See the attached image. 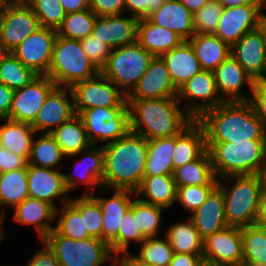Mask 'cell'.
<instances>
[{"label":"cell","mask_w":266,"mask_h":266,"mask_svg":"<svg viewBox=\"0 0 266 266\" xmlns=\"http://www.w3.org/2000/svg\"><path fill=\"white\" fill-rule=\"evenodd\" d=\"M57 87L47 75H38L28 85L14 92L8 119L32 124L48 95Z\"/></svg>","instance_id":"cell-13"},{"label":"cell","mask_w":266,"mask_h":266,"mask_svg":"<svg viewBox=\"0 0 266 266\" xmlns=\"http://www.w3.org/2000/svg\"><path fill=\"white\" fill-rule=\"evenodd\" d=\"M146 238L137 227L136 217L133 215V201L131 207L121 219L117 237L109 244L112 253L117 257L128 254L131 242L141 244Z\"/></svg>","instance_id":"cell-46"},{"label":"cell","mask_w":266,"mask_h":266,"mask_svg":"<svg viewBox=\"0 0 266 266\" xmlns=\"http://www.w3.org/2000/svg\"><path fill=\"white\" fill-rule=\"evenodd\" d=\"M50 134L66 157L78 154L92 146L83 122L77 114Z\"/></svg>","instance_id":"cell-34"},{"label":"cell","mask_w":266,"mask_h":266,"mask_svg":"<svg viewBox=\"0 0 266 266\" xmlns=\"http://www.w3.org/2000/svg\"><path fill=\"white\" fill-rule=\"evenodd\" d=\"M89 9L97 16L125 14V0H90Z\"/></svg>","instance_id":"cell-53"},{"label":"cell","mask_w":266,"mask_h":266,"mask_svg":"<svg viewBox=\"0 0 266 266\" xmlns=\"http://www.w3.org/2000/svg\"><path fill=\"white\" fill-rule=\"evenodd\" d=\"M76 115L71 87H56L31 124L36 133H51Z\"/></svg>","instance_id":"cell-17"},{"label":"cell","mask_w":266,"mask_h":266,"mask_svg":"<svg viewBox=\"0 0 266 266\" xmlns=\"http://www.w3.org/2000/svg\"><path fill=\"white\" fill-rule=\"evenodd\" d=\"M177 95L178 88L170 77L166 63L162 57L155 56L147 71L126 96V100L172 98L177 97Z\"/></svg>","instance_id":"cell-18"},{"label":"cell","mask_w":266,"mask_h":266,"mask_svg":"<svg viewBox=\"0 0 266 266\" xmlns=\"http://www.w3.org/2000/svg\"><path fill=\"white\" fill-rule=\"evenodd\" d=\"M218 185H190L177 187L176 202L191 214L195 212L209 197Z\"/></svg>","instance_id":"cell-50"},{"label":"cell","mask_w":266,"mask_h":266,"mask_svg":"<svg viewBox=\"0 0 266 266\" xmlns=\"http://www.w3.org/2000/svg\"><path fill=\"white\" fill-rule=\"evenodd\" d=\"M29 197L27 167L0 173V215L6 219L5 207L14 209Z\"/></svg>","instance_id":"cell-36"},{"label":"cell","mask_w":266,"mask_h":266,"mask_svg":"<svg viewBox=\"0 0 266 266\" xmlns=\"http://www.w3.org/2000/svg\"><path fill=\"white\" fill-rule=\"evenodd\" d=\"M37 76L11 52L0 61V82L11 89L23 88Z\"/></svg>","instance_id":"cell-45"},{"label":"cell","mask_w":266,"mask_h":266,"mask_svg":"<svg viewBox=\"0 0 266 266\" xmlns=\"http://www.w3.org/2000/svg\"><path fill=\"white\" fill-rule=\"evenodd\" d=\"M5 222V219L0 215V241L4 239L5 232L3 231V223Z\"/></svg>","instance_id":"cell-68"},{"label":"cell","mask_w":266,"mask_h":266,"mask_svg":"<svg viewBox=\"0 0 266 266\" xmlns=\"http://www.w3.org/2000/svg\"><path fill=\"white\" fill-rule=\"evenodd\" d=\"M176 193L177 186L173 175L144 176L135 191L140 200L166 209L176 202Z\"/></svg>","instance_id":"cell-31"},{"label":"cell","mask_w":266,"mask_h":266,"mask_svg":"<svg viewBox=\"0 0 266 266\" xmlns=\"http://www.w3.org/2000/svg\"><path fill=\"white\" fill-rule=\"evenodd\" d=\"M223 8L238 7L247 4H264V0H218Z\"/></svg>","instance_id":"cell-61"},{"label":"cell","mask_w":266,"mask_h":266,"mask_svg":"<svg viewBox=\"0 0 266 266\" xmlns=\"http://www.w3.org/2000/svg\"><path fill=\"white\" fill-rule=\"evenodd\" d=\"M174 253H185L203 256V242L192 220L173 223L167 227L165 236Z\"/></svg>","instance_id":"cell-38"},{"label":"cell","mask_w":266,"mask_h":266,"mask_svg":"<svg viewBox=\"0 0 266 266\" xmlns=\"http://www.w3.org/2000/svg\"><path fill=\"white\" fill-rule=\"evenodd\" d=\"M28 160L0 146V173L25 169Z\"/></svg>","instance_id":"cell-55"},{"label":"cell","mask_w":266,"mask_h":266,"mask_svg":"<svg viewBox=\"0 0 266 266\" xmlns=\"http://www.w3.org/2000/svg\"><path fill=\"white\" fill-rule=\"evenodd\" d=\"M161 57L177 88L202 70L194 49L188 41H183L178 47L166 52Z\"/></svg>","instance_id":"cell-30"},{"label":"cell","mask_w":266,"mask_h":266,"mask_svg":"<svg viewBox=\"0 0 266 266\" xmlns=\"http://www.w3.org/2000/svg\"><path fill=\"white\" fill-rule=\"evenodd\" d=\"M14 92V89L0 82V119L9 116Z\"/></svg>","instance_id":"cell-57"},{"label":"cell","mask_w":266,"mask_h":266,"mask_svg":"<svg viewBox=\"0 0 266 266\" xmlns=\"http://www.w3.org/2000/svg\"><path fill=\"white\" fill-rule=\"evenodd\" d=\"M203 260L206 266H239L243 260L241 228L228 226L204 239Z\"/></svg>","instance_id":"cell-12"},{"label":"cell","mask_w":266,"mask_h":266,"mask_svg":"<svg viewBox=\"0 0 266 266\" xmlns=\"http://www.w3.org/2000/svg\"><path fill=\"white\" fill-rule=\"evenodd\" d=\"M123 15L97 16L91 34L107 44L111 50L135 43L139 19Z\"/></svg>","instance_id":"cell-23"},{"label":"cell","mask_w":266,"mask_h":266,"mask_svg":"<svg viewBox=\"0 0 266 266\" xmlns=\"http://www.w3.org/2000/svg\"><path fill=\"white\" fill-rule=\"evenodd\" d=\"M138 255L133 256L141 263L153 266H169L174 252L167 238H146L140 244Z\"/></svg>","instance_id":"cell-47"},{"label":"cell","mask_w":266,"mask_h":266,"mask_svg":"<svg viewBox=\"0 0 266 266\" xmlns=\"http://www.w3.org/2000/svg\"><path fill=\"white\" fill-rule=\"evenodd\" d=\"M40 27L39 19L28 4H11L0 17V39L12 52Z\"/></svg>","instance_id":"cell-15"},{"label":"cell","mask_w":266,"mask_h":266,"mask_svg":"<svg viewBox=\"0 0 266 266\" xmlns=\"http://www.w3.org/2000/svg\"><path fill=\"white\" fill-rule=\"evenodd\" d=\"M55 218H57V221L54 229L59 234L73 240L91 237L88 232H84V215H81L70 202L56 209Z\"/></svg>","instance_id":"cell-41"},{"label":"cell","mask_w":266,"mask_h":266,"mask_svg":"<svg viewBox=\"0 0 266 266\" xmlns=\"http://www.w3.org/2000/svg\"><path fill=\"white\" fill-rule=\"evenodd\" d=\"M166 208L133 199V215L136 217L137 227L145 238L159 237V229L163 210Z\"/></svg>","instance_id":"cell-43"},{"label":"cell","mask_w":266,"mask_h":266,"mask_svg":"<svg viewBox=\"0 0 266 266\" xmlns=\"http://www.w3.org/2000/svg\"><path fill=\"white\" fill-rule=\"evenodd\" d=\"M217 179L259 174L266 168V140L206 143Z\"/></svg>","instance_id":"cell-4"},{"label":"cell","mask_w":266,"mask_h":266,"mask_svg":"<svg viewBox=\"0 0 266 266\" xmlns=\"http://www.w3.org/2000/svg\"><path fill=\"white\" fill-rule=\"evenodd\" d=\"M198 121L206 143L266 140V126L249 102H225L206 111Z\"/></svg>","instance_id":"cell-2"},{"label":"cell","mask_w":266,"mask_h":266,"mask_svg":"<svg viewBox=\"0 0 266 266\" xmlns=\"http://www.w3.org/2000/svg\"><path fill=\"white\" fill-rule=\"evenodd\" d=\"M209 0H180V2L193 14L199 11Z\"/></svg>","instance_id":"cell-63"},{"label":"cell","mask_w":266,"mask_h":266,"mask_svg":"<svg viewBox=\"0 0 266 266\" xmlns=\"http://www.w3.org/2000/svg\"><path fill=\"white\" fill-rule=\"evenodd\" d=\"M110 191H114L113 196L107 198L95 196L94 193L91 194L98 201L102 209V240L108 244L117 237L121 219L125 212L131 207L133 198L136 196L135 192L131 190L104 189L105 193H110Z\"/></svg>","instance_id":"cell-24"},{"label":"cell","mask_w":266,"mask_h":266,"mask_svg":"<svg viewBox=\"0 0 266 266\" xmlns=\"http://www.w3.org/2000/svg\"><path fill=\"white\" fill-rule=\"evenodd\" d=\"M97 15L90 9L66 14L57 35L63 38L81 40L92 33Z\"/></svg>","instance_id":"cell-44"},{"label":"cell","mask_w":266,"mask_h":266,"mask_svg":"<svg viewBox=\"0 0 266 266\" xmlns=\"http://www.w3.org/2000/svg\"><path fill=\"white\" fill-rule=\"evenodd\" d=\"M42 241L54 252L61 266H104L116 261L107 242L90 237L73 240L53 229Z\"/></svg>","instance_id":"cell-7"},{"label":"cell","mask_w":266,"mask_h":266,"mask_svg":"<svg viewBox=\"0 0 266 266\" xmlns=\"http://www.w3.org/2000/svg\"><path fill=\"white\" fill-rule=\"evenodd\" d=\"M41 242L43 247L37 250L26 266H61L54 252L44 241Z\"/></svg>","instance_id":"cell-56"},{"label":"cell","mask_w":266,"mask_h":266,"mask_svg":"<svg viewBox=\"0 0 266 266\" xmlns=\"http://www.w3.org/2000/svg\"><path fill=\"white\" fill-rule=\"evenodd\" d=\"M81 46L89 59L101 70L111 53V48L92 34L80 40Z\"/></svg>","instance_id":"cell-51"},{"label":"cell","mask_w":266,"mask_h":266,"mask_svg":"<svg viewBox=\"0 0 266 266\" xmlns=\"http://www.w3.org/2000/svg\"><path fill=\"white\" fill-rule=\"evenodd\" d=\"M188 42L202 70L213 72L231 54V46L215 34H195Z\"/></svg>","instance_id":"cell-32"},{"label":"cell","mask_w":266,"mask_h":266,"mask_svg":"<svg viewBox=\"0 0 266 266\" xmlns=\"http://www.w3.org/2000/svg\"><path fill=\"white\" fill-rule=\"evenodd\" d=\"M69 202L84 215V232L102 240L103 215L98 201L92 195L70 197Z\"/></svg>","instance_id":"cell-42"},{"label":"cell","mask_w":266,"mask_h":266,"mask_svg":"<svg viewBox=\"0 0 266 266\" xmlns=\"http://www.w3.org/2000/svg\"><path fill=\"white\" fill-rule=\"evenodd\" d=\"M222 12L223 6L218 0H209L193 14L195 34H215Z\"/></svg>","instance_id":"cell-49"},{"label":"cell","mask_w":266,"mask_h":266,"mask_svg":"<svg viewBox=\"0 0 266 266\" xmlns=\"http://www.w3.org/2000/svg\"><path fill=\"white\" fill-rule=\"evenodd\" d=\"M109 266H119V264L117 263V261H114Z\"/></svg>","instance_id":"cell-70"},{"label":"cell","mask_w":266,"mask_h":266,"mask_svg":"<svg viewBox=\"0 0 266 266\" xmlns=\"http://www.w3.org/2000/svg\"><path fill=\"white\" fill-rule=\"evenodd\" d=\"M255 224L266 229V199L262 196L260 198L258 215Z\"/></svg>","instance_id":"cell-62"},{"label":"cell","mask_w":266,"mask_h":266,"mask_svg":"<svg viewBox=\"0 0 266 266\" xmlns=\"http://www.w3.org/2000/svg\"><path fill=\"white\" fill-rule=\"evenodd\" d=\"M264 4H247L223 8L215 35L232 46L245 33L259 28V16Z\"/></svg>","instance_id":"cell-19"},{"label":"cell","mask_w":266,"mask_h":266,"mask_svg":"<svg viewBox=\"0 0 266 266\" xmlns=\"http://www.w3.org/2000/svg\"><path fill=\"white\" fill-rule=\"evenodd\" d=\"M214 79L225 102H249L251 94H243L244 85L252 92L255 80L230 54L214 71Z\"/></svg>","instance_id":"cell-21"},{"label":"cell","mask_w":266,"mask_h":266,"mask_svg":"<svg viewBox=\"0 0 266 266\" xmlns=\"http://www.w3.org/2000/svg\"><path fill=\"white\" fill-rule=\"evenodd\" d=\"M83 122L92 145H103L124 137L130 131L128 107H95L82 110Z\"/></svg>","instance_id":"cell-9"},{"label":"cell","mask_w":266,"mask_h":266,"mask_svg":"<svg viewBox=\"0 0 266 266\" xmlns=\"http://www.w3.org/2000/svg\"><path fill=\"white\" fill-rule=\"evenodd\" d=\"M65 13H74L89 9L90 0H59Z\"/></svg>","instance_id":"cell-59"},{"label":"cell","mask_w":266,"mask_h":266,"mask_svg":"<svg viewBox=\"0 0 266 266\" xmlns=\"http://www.w3.org/2000/svg\"><path fill=\"white\" fill-rule=\"evenodd\" d=\"M169 266H206L200 255L174 253Z\"/></svg>","instance_id":"cell-58"},{"label":"cell","mask_w":266,"mask_h":266,"mask_svg":"<svg viewBox=\"0 0 266 266\" xmlns=\"http://www.w3.org/2000/svg\"><path fill=\"white\" fill-rule=\"evenodd\" d=\"M259 29L263 32L264 38L266 39V14L262 10L259 16Z\"/></svg>","instance_id":"cell-65"},{"label":"cell","mask_w":266,"mask_h":266,"mask_svg":"<svg viewBox=\"0 0 266 266\" xmlns=\"http://www.w3.org/2000/svg\"><path fill=\"white\" fill-rule=\"evenodd\" d=\"M99 72L84 52L80 40L57 35L47 73L57 87H72L76 82L92 78Z\"/></svg>","instance_id":"cell-6"},{"label":"cell","mask_w":266,"mask_h":266,"mask_svg":"<svg viewBox=\"0 0 266 266\" xmlns=\"http://www.w3.org/2000/svg\"><path fill=\"white\" fill-rule=\"evenodd\" d=\"M102 187L136 191L144 177L148 140L129 131L124 137L102 145Z\"/></svg>","instance_id":"cell-1"},{"label":"cell","mask_w":266,"mask_h":266,"mask_svg":"<svg viewBox=\"0 0 266 266\" xmlns=\"http://www.w3.org/2000/svg\"><path fill=\"white\" fill-rule=\"evenodd\" d=\"M153 57L136 41L111 50L100 72L127 96L147 71Z\"/></svg>","instance_id":"cell-8"},{"label":"cell","mask_w":266,"mask_h":266,"mask_svg":"<svg viewBox=\"0 0 266 266\" xmlns=\"http://www.w3.org/2000/svg\"><path fill=\"white\" fill-rule=\"evenodd\" d=\"M13 220L24 226H34L41 241L54 229L56 209L49 203L28 197L13 209Z\"/></svg>","instance_id":"cell-25"},{"label":"cell","mask_w":266,"mask_h":266,"mask_svg":"<svg viewBox=\"0 0 266 266\" xmlns=\"http://www.w3.org/2000/svg\"><path fill=\"white\" fill-rule=\"evenodd\" d=\"M76 156H81V159H77L74 164L76 172L73 170L74 172H72V174L63 173L64 185L68 193L79 187V184H85V187H87L86 190H90V188H92V193L85 191L83 192V195L93 194L95 188H98L96 186L103 189L102 178L104 173V153L102 145L99 147L92 145L89 149L81 151L78 154L68 156V158Z\"/></svg>","instance_id":"cell-16"},{"label":"cell","mask_w":266,"mask_h":266,"mask_svg":"<svg viewBox=\"0 0 266 266\" xmlns=\"http://www.w3.org/2000/svg\"><path fill=\"white\" fill-rule=\"evenodd\" d=\"M243 260L246 266H266V229L258 225L241 227Z\"/></svg>","instance_id":"cell-40"},{"label":"cell","mask_w":266,"mask_h":266,"mask_svg":"<svg viewBox=\"0 0 266 266\" xmlns=\"http://www.w3.org/2000/svg\"><path fill=\"white\" fill-rule=\"evenodd\" d=\"M127 102L130 131L148 141L175 136L194 120L182 108L177 97Z\"/></svg>","instance_id":"cell-3"},{"label":"cell","mask_w":266,"mask_h":266,"mask_svg":"<svg viewBox=\"0 0 266 266\" xmlns=\"http://www.w3.org/2000/svg\"><path fill=\"white\" fill-rule=\"evenodd\" d=\"M71 90L77 115L84 109L95 107H128L126 95L101 72L76 82Z\"/></svg>","instance_id":"cell-10"},{"label":"cell","mask_w":266,"mask_h":266,"mask_svg":"<svg viewBox=\"0 0 266 266\" xmlns=\"http://www.w3.org/2000/svg\"><path fill=\"white\" fill-rule=\"evenodd\" d=\"M116 261L119 266H153L141 263L130 252L128 254L117 256Z\"/></svg>","instance_id":"cell-60"},{"label":"cell","mask_w":266,"mask_h":266,"mask_svg":"<svg viewBox=\"0 0 266 266\" xmlns=\"http://www.w3.org/2000/svg\"><path fill=\"white\" fill-rule=\"evenodd\" d=\"M249 103L254 112L263 120L266 126V81L258 80L254 82Z\"/></svg>","instance_id":"cell-54"},{"label":"cell","mask_w":266,"mask_h":266,"mask_svg":"<svg viewBox=\"0 0 266 266\" xmlns=\"http://www.w3.org/2000/svg\"><path fill=\"white\" fill-rule=\"evenodd\" d=\"M175 136L148 141L144 176L173 175Z\"/></svg>","instance_id":"cell-35"},{"label":"cell","mask_w":266,"mask_h":266,"mask_svg":"<svg viewBox=\"0 0 266 266\" xmlns=\"http://www.w3.org/2000/svg\"><path fill=\"white\" fill-rule=\"evenodd\" d=\"M11 3L8 0H0V17L9 8Z\"/></svg>","instance_id":"cell-66"},{"label":"cell","mask_w":266,"mask_h":266,"mask_svg":"<svg viewBox=\"0 0 266 266\" xmlns=\"http://www.w3.org/2000/svg\"><path fill=\"white\" fill-rule=\"evenodd\" d=\"M189 218L203 239L228 227L225 219L224 197L221 189L217 186L205 202Z\"/></svg>","instance_id":"cell-27"},{"label":"cell","mask_w":266,"mask_h":266,"mask_svg":"<svg viewBox=\"0 0 266 266\" xmlns=\"http://www.w3.org/2000/svg\"><path fill=\"white\" fill-rule=\"evenodd\" d=\"M218 187L223 193L228 226L255 225L262 196L259 174L227 176L218 179Z\"/></svg>","instance_id":"cell-5"},{"label":"cell","mask_w":266,"mask_h":266,"mask_svg":"<svg viewBox=\"0 0 266 266\" xmlns=\"http://www.w3.org/2000/svg\"><path fill=\"white\" fill-rule=\"evenodd\" d=\"M173 176L177 187L218 185L208 150L198 159L175 169Z\"/></svg>","instance_id":"cell-37"},{"label":"cell","mask_w":266,"mask_h":266,"mask_svg":"<svg viewBox=\"0 0 266 266\" xmlns=\"http://www.w3.org/2000/svg\"><path fill=\"white\" fill-rule=\"evenodd\" d=\"M167 0H125V12L130 16L147 18Z\"/></svg>","instance_id":"cell-52"},{"label":"cell","mask_w":266,"mask_h":266,"mask_svg":"<svg viewBox=\"0 0 266 266\" xmlns=\"http://www.w3.org/2000/svg\"><path fill=\"white\" fill-rule=\"evenodd\" d=\"M147 18L155 25L175 32L184 41H188L195 35L193 13L180 0H167Z\"/></svg>","instance_id":"cell-26"},{"label":"cell","mask_w":266,"mask_h":266,"mask_svg":"<svg viewBox=\"0 0 266 266\" xmlns=\"http://www.w3.org/2000/svg\"><path fill=\"white\" fill-rule=\"evenodd\" d=\"M231 54L255 81L266 79V39L259 28L234 43Z\"/></svg>","instance_id":"cell-20"},{"label":"cell","mask_w":266,"mask_h":266,"mask_svg":"<svg viewBox=\"0 0 266 266\" xmlns=\"http://www.w3.org/2000/svg\"><path fill=\"white\" fill-rule=\"evenodd\" d=\"M28 5L39 19L41 27L57 30L66 16L59 0H30Z\"/></svg>","instance_id":"cell-48"},{"label":"cell","mask_w":266,"mask_h":266,"mask_svg":"<svg viewBox=\"0 0 266 266\" xmlns=\"http://www.w3.org/2000/svg\"><path fill=\"white\" fill-rule=\"evenodd\" d=\"M11 4H28L30 0H8Z\"/></svg>","instance_id":"cell-69"},{"label":"cell","mask_w":266,"mask_h":266,"mask_svg":"<svg viewBox=\"0 0 266 266\" xmlns=\"http://www.w3.org/2000/svg\"><path fill=\"white\" fill-rule=\"evenodd\" d=\"M0 120L3 122L0 125V146L28 160L34 135L37 134L31 124L8 118Z\"/></svg>","instance_id":"cell-33"},{"label":"cell","mask_w":266,"mask_h":266,"mask_svg":"<svg viewBox=\"0 0 266 266\" xmlns=\"http://www.w3.org/2000/svg\"><path fill=\"white\" fill-rule=\"evenodd\" d=\"M259 178L261 181V194L262 197L266 199V168L259 173Z\"/></svg>","instance_id":"cell-64"},{"label":"cell","mask_w":266,"mask_h":266,"mask_svg":"<svg viewBox=\"0 0 266 266\" xmlns=\"http://www.w3.org/2000/svg\"><path fill=\"white\" fill-rule=\"evenodd\" d=\"M57 30L40 27L11 53L37 75H47Z\"/></svg>","instance_id":"cell-14"},{"label":"cell","mask_w":266,"mask_h":266,"mask_svg":"<svg viewBox=\"0 0 266 266\" xmlns=\"http://www.w3.org/2000/svg\"><path fill=\"white\" fill-rule=\"evenodd\" d=\"M206 150L204 127L198 120H193L179 134L175 135L173 169L198 159Z\"/></svg>","instance_id":"cell-28"},{"label":"cell","mask_w":266,"mask_h":266,"mask_svg":"<svg viewBox=\"0 0 266 266\" xmlns=\"http://www.w3.org/2000/svg\"><path fill=\"white\" fill-rule=\"evenodd\" d=\"M9 53V51L6 49L5 45L0 39V61Z\"/></svg>","instance_id":"cell-67"},{"label":"cell","mask_w":266,"mask_h":266,"mask_svg":"<svg viewBox=\"0 0 266 266\" xmlns=\"http://www.w3.org/2000/svg\"><path fill=\"white\" fill-rule=\"evenodd\" d=\"M29 197L51 204L55 209V200L60 198L61 205L69 202L70 196L64 185L63 172L52 168L27 165ZM64 196V197H63Z\"/></svg>","instance_id":"cell-22"},{"label":"cell","mask_w":266,"mask_h":266,"mask_svg":"<svg viewBox=\"0 0 266 266\" xmlns=\"http://www.w3.org/2000/svg\"><path fill=\"white\" fill-rule=\"evenodd\" d=\"M184 40L170 29L152 23L148 18H140L137 24V42L154 57L178 47Z\"/></svg>","instance_id":"cell-29"},{"label":"cell","mask_w":266,"mask_h":266,"mask_svg":"<svg viewBox=\"0 0 266 266\" xmlns=\"http://www.w3.org/2000/svg\"><path fill=\"white\" fill-rule=\"evenodd\" d=\"M177 99L180 103L185 99L186 104L182 107L194 120L225 103L218 92L213 72L206 70H201L183 83L178 88Z\"/></svg>","instance_id":"cell-11"},{"label":"cell","mask_w":266,"mask_h":266,"mask_svg":"<svg viewBox=\"0 0 266 266\" xmlns=\"http://www.w3.org/2000/svg\"><path fill=\"white\" fill-rule=\"evenodd\" d=\"M35 138L34 136L28 164L36 167L61 170L59 162L66 156L53 136L50 133H42L41 137Z\"/></svg>","instance_id":"cell-39"}]
</instances>
